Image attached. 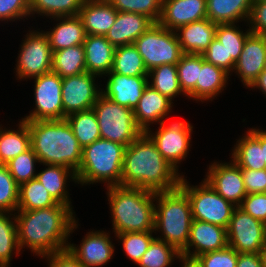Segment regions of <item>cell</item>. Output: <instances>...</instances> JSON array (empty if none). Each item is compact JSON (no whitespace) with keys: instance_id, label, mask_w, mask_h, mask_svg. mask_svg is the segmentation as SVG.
<instances>
[{"instance_id":"obj_52","label":"cell","mask_w":266,"mask_h":267,"mask_svg":"<svg viewBox=\"0 0 266 267\" xmlns=\"http://www.w3.org/2000/svg\"><path fill=\"white\" fill-rule=\"evenodd\" d=\"M41 257L48 260L49 267H84L68 248Z\"/></svg>"},{"instance_id":"obj_53","label":"cell","mask_w":266,"mask_h":267,"mask_svg":"<svg viewBox=\"0 0 266 267\" xmlns=\"http://www.w3.org/2000/svg\"><path fill=\"white\" fill-rule=\"evenodd\" d=\"M236 267H263L259 253H238Z\"/></svg>"},{"instance_id":"obj_35","label":"cell","mask_w":266,"mask_h":267,"mask_svg":"<svg viewBox=\"0 0 266 267\" xmlns=\"http://www.w3.org/2000/svg\"><path fill=\"white\" fill-rule=\"evenodd\" d=\"M111 72L124 76H148L142 56L134 44L116 47Z\"/></svg>"},{"instance_id":"obj_33","label":"cell","mask_w":266,"mask_h":267,"mask_svg":"<svg viewBox=\"0 0 266 267\" xmlns=\"http://www.w3.org/2000/svg\"><path fill=\"white\" fill-rule=\"evenodd\" d=\"M52 195L37 178L22 183L19 186V201L17 211H29L58 205Z\"/></svg>"},{"instance_id":"obj_8","label":"cell","mask_w":266,"mask_h":267,"mask_svg":"<svg viewBox=\"0 0 266 267\" xmlns=\"http://www.w3.org/2000/svg\"><path fill=\"white\" fill-rule=\"evenodd\" d=\"M200 184L190 186L183 175L179 185L189 198L192 219L205 221L227 229L232 213L237 206L225 200L205 180Z\"/></svg>"},{"instance_id":"obj_17","label":"cell","mask_w":266,"mask_h":267,"mask_svg":"<svg viewBox=\"0 0 266 267\" xmlns=\"http://www.w3.org/2000/svg\"><path fill=\"white\" fill-rule=\"evenodd\" d=\"M265 62L266 35L251 33L246 38L243 50L232 72L238 74L243 85L249 88L265 69Z\"/></svg>"},{"instance_id":"obj_5","label":"cell","mask_w":266,"mask_h":267,"mask_svg":"<svg viewBox=\"0 0 266 267\" xmlns=\"http://www.w3.org/2000/svg\"><path fill=\"white\" fill-rule=\"evenodd\" d=\"M154 231L157 238L181 251L188 242L192 222L191 205L187 194L180 188L156 192Z\"/></svg>"},{"instance_id":"obj_19","label":"cell","mask_w":266,"mask_h":267,"mask_svg":"<svg viewBox=\"0 0 266 267\" xmlns=\"http://www.w3.org/2000/svg\"><path fill=\"white\" fill-rule=\"evenodd\" d=\"M207 18L206 0H163L158 23L169 29Z\"/></svg>"},{"instance_id":"obj_36","label":"cell","mask_w":266,"mask_h":267,"mask_svg":"<svg viewBox=\"0 0 266 267\" xmlns=\"http://www.w3.org/2000/svg\"><path fill=\"white\" fill-rule=\"evenodd\" d=\"M20 251L15 213L0 212V267H10L12 255L18 256Z\"/></svg>"},{"instance_id":"obj_38","label":"cell","mask_w":266,"mask_h":267,"mask_svg":"<svg viewBox=\"0 0 266 267\" xmlns=\"http://www.w3.org/2000/svg\"><path fill=\"white\" fill-rule=\"evenodd\" d=\"M85 0H29L30 16L53 17L76 16ZM50 16V17H49Z\"/></svg>"},{"instance_id":"obj_4","label":"cell","mask_w":266,"mask_h":267,"mask_svg":"<svg viewBox=\"0 0 266 267\" xmlns=\"http://www.w3.org/2000/svg\"><path fill=\"white\" fill-rule=\"evenodd\" d=\"M107 189L115 234L154 231L155 192L121 185Z\"/></svg>"},{"instance_id":"obj_28","label":"cell","mask_w":266,"mask_h":267,"mask_svg":"<svg viewBox=\"0 0 266 267\" xmlns=\"http://www.w3.org/2000/svg\"><path fill=\"white\" fill-rule=\"evenodd\" d=\"M45 166L47 168L37 173L36 178L58 203L68 205L73 210L68 196L67 180L71 178L74 183H78L76 172L59 165L45 164Z\"/></svg>"},{"instance_id":"obj_48","label":"cell","mask_w":266,"mask_h":267,"mask_svg":"<svg viewBox=\"0 0 266 267\" xmlns=\"http://www.w3.org/2000/svg\"><path fill=\"white\" fill-rule=\"evenodd\" d=\"M29 16V0H0V21L8 23Z\"/></svg>"},{"instance_id":"obj_9","label":"cell","mask_w":266,"mask_h":267,"mask_svg":"<svg viewBox=\"0 0 266 267\" xmlns=\"http://www.w3.org/2000/svg\"><path fill=\"white\" fill-rule=\"evenodd\" d=\"M133 44L148 71L163 64L175 65L184 54L175 31L159 23L151 25Z\"/></svg>"},{"instance_id":"obj_42","label":"cell","mask_w":266,"mask_h":267,"mask_svg":"<svg viewBox=\"0 0 266 267\" xmlns=\"http://www.w3.org/2000/svg\"><path fill=\"white\" fill-rule=\"evenodd\" d=\"M36 163H40V161L30 147L28 150L19 154L8 163H6L5 166L10 171V174L12 175L16 183L20 186L22 183L36 178Z\"/></svg>"},{"instance_id":"obj_45","label":"cell","mask_w":266,"mask_h":267,"mask_svg":"<svg viewBox=\"0 0 266 267\" xmlns=\"http://www.w3.org/2000/svg\"><path fill=\"white\" fill-rule=\"evenodd\" d=\"M19 185L5 165L0 164V212L14 213L18 209Z\"/></svg>"},{"instance_id":"obj_37","label":"cell","mask_w":266,"mask_h":267,"mask_svg":"<svg viewBox=\"0 0 266 267\" xmlns=\"http://www.w3.org/2000/svg\"><path fill=\"white\" fill-rule=\"evenodd\" d=\"M148 78L149 85L171 101L177 95L184 94L179 85L176 64L157 66L148 71Z\"/></svg>"},{"instance_id":"obj_34","label":"cell","mask_w":266,"mask_h":267,"mask_svg":"<svg viewBox=\"0 0 266 267\" xmlns=\"http://www.w3.org/2000/svg\"><path fill=\"white\" fill-rule=\"evenodd\" d=\"M65 119L82 148L101 138L98 120L93 109L73 113Z\"/></svg>"},{"instance_id":"obj_39","label":"cell","mask_w":266,"mask_h":267,"mask_svg":"<svg viewBox=\"0 0 266 267\" xmlns=\"http://www.w3.org/2000/svg\"><path fill=\"white\" fill-rule=\"evenodd\" d=\"M176 66L181 90L185 96L196 100V82L201 69V54L184 53Z\"/></svg>"},{"instance_id":"obj_7","label":"cell","mask_w":266,"mask_h":267,"mask_svg":"<svg viewBox=\"0 0 266 267\" xmlns=\"http://www.w3.org/2000/svg\"><path fill=\"white\" fill-rule=\"evenodd\" d=\"M92 109L96 114L102 139L127 147L143 133L135 123L133 109L113 102L102 93Z\"/></svg>"},{"instance_id":"obj_32","label":"cell","mask_w":266,"mask_h":267,"mask_svg":"<svg viewBox=\"0 0 266 267\" xmlns=\"http://www.w3.org/2000/svg\"><path fill=\"white\" fill-rule=\"evenodd\" d=\"M51 71L57 73L61 78L86 72L83 44L53 51Z\"/></svg>"},{"instance_id":"obj_29","label":"cell","mask_w":266,"mask_h":267,"mask_svg":"<svg viewBox=\"0 0 266 267\" xmlns=\"http://www.w3.org/2000/svg\"><path fill=\"white\" fill-rule=\"evenodd\" d=\"M251 6V0H206L207 18L215 24L246 22Z\"/></svg>"},{"instance_id":"obj_12","label":"cell","mask_w":266,"mask_h":267,"mask_svg":"<svg viewBox=\"0 0 266 267\" xmlns=\"http://www.w3.org/2000/svg\"><path fill=\"white\" fill-rule=\"evenodd\" d=\"M33 79L35 108L22 120H63L62 78L51 71Z\"/></svg>"},{"instance_id":"obj_24","label":"cell","mask_w":266,"mask_h":267,"mask_svg":"<svg viewBox=\"0 0 266 267\" xmlns=\"http://www.w3.org/2000/svg\"><path fill=\"white\" fill-rule=\"evenodd\" d=\"M216 27L208 18L178 27L175 34L183 53L203 54L215 38Z\"/></svg>"},{"instance_id":"obj_22","label":"cell","mask_w":266,"mask_h":267,"mask_svg":"<svg viewBox=\"0 0 266 267\" xmlns=\"http://www.w3.org/2000/svg\"><path fill=\"white\" fill-rule=\"evenodd\" d=\"M154 22L145 15L117 12L115 23L105 35L115 47L132 45Z\"/></svg>"},{"instance_id":"obj_26","label":"cell","mask_w":266,"mask_h":267,"mask_svg":"<svg viewBox=\"0 0 266 267\" xmlns=\"http://www.w3.org/2000/svg\"><path fill=\"white\" fill-rule=\"evenodd\" d=\"M58 21L51 31H45L48 35L52 51H59L75 45H81L85 41L86 32L81 18L76 16L53 17Z\"/></svg>"},{"instance_id":"obj_13","label":"cell","mask_w":266,"mask_h":267,"mask_svg":"<svg viewBox=\"0 0 266 267\" xmlns=\"http://www.w3.org/2000/svg\"><path fill=\"white\" fill-rule=\"evenodd\" d=\"M227 240L238 253H259L266 241V225L236 207L227 228Z\"/></svg>"},{"instance_id":"obj_21","label":"cell","mask_w":266,"mask_h":267,"mask_svg":"<svg viewBox=\"0 0 266 267\" xmlns=\"http://www.w3.org/2000/svg\"><path fill=\"white\" fill-rule=\"evenodd\" d=\"M172 104L173 101L148 84L133 110L136 125L145 132L150 128V124L162 123L163 119L169 116Z\"/></svg>"},{"instance_id":"obj_25","label":"cell","mask_w":266,"mask_h":267,"mask_svg":"<svg viewBox=\"0 0 266 267\" xmlns=\"http://www.w3.org/2000/svg\"><path fill=\"white\" fill-rule=\"evenodd\" d=\"M86 72L106 76L112 69L116 47L105 36L86 35L83 42Z\"/></svg>"},{"instance_id":"obj_50","label":"cell","mask_w":266,"mask_h":267,"mask_svg":"<svg viewBox=\"0 0 266 267\" xmlns=\"http://www.w3.org/2000/svg\"><path fill=\"white\" fill-rule=\"evenodd\" d=\"M247 194L266 193V169L241 168Z\"/></svg>"},{"instance_id":"obj_15","label":"cell","mask_w":266,"mask_h":267,"mask_svg":"<svg viewBox=\"0 0 266 267\" xmlns=\"http://www.w3.org/2000/svg\"><path fill=\"white\" fill-rule=\"evenodd\" d=\"M204 180L225 200L237 207L247 195L242 170L233 160L230 163L214 162L209 165Z\"/></svg>"},{"instance_id":"obj_6","label":"cell","mask_w":266,"mask_h":267,"mask_svg":"<svg viewBox=\"0 0 266 267\" xmlns=\"http://www.w3.org/2000/svg\"><path fill=\"white\" fill-rule=\"evenodd\" d=\"M126 146L98 139L82 150L81 164L76 172L78 184L106 183V187L121 185Z\"/></svg>"},{"instance_id":"obj_57","label":"cell","mask_w":266,"mask_h":267,"mask_svg":"<svg viewBox=\"0 0 266 267\" xmlns=\"http://www.w3.org/2000/svg\"><path fill=\"white\" fill-rule=\"evenodd\" d=\"M259 255L261 258L262 266L266 267V241L264 242L263 246L261 247Z\"/></svg>"},{"instance_id":"obj_43","label":"cell","mask_w":266,"mask_h":267,"mask_svg":"<svg viewBox=\"0 0 266 267\" xmlns=\"http://www.w3.org/2000/svg\"><path fill=\"white\" fill-rule=\"evenodd\" d=\"M153 232L157 233L155 231L126 232L115 234V237L122 241L123 249L128 258L137 264L155 238Z\"/></svg>"},{"instance_id":"obj_49","label":"cell","mask_w":266,"mask_h":267,"mask_svg":"<svg viewBox=\"0 0 266 267\" xmlns=\"http://www.w3.org/2000/svg\"><path fill=\"white\" fill-rule=\"evenodd\" d=\"M238 207L266 225V193L247 194Z\"/></svg>"},{"instance_id":"obj_56","label":"cell","mask_w":266,"mask_h":267,"mask_svg":"<svg viewBox=\"0 0 266 267\" xmlns=\"http://www.w3.org/2000/svg\"><path fill=\"white\" fill-rule=\"evenodd\" d=\"M260 144L263 149L264 161L266 165V130H260Z\"/></svg>"},{"instance_id":"obj_55","label":"cell","mask_w":266,"mask_h":267,"mask_svg":"<svg viewBox=\"0 0 266 267\" xmlns=\"http://www.w3.org/2000/svg\"><path fill=\"white\" fill-rule=\"evenodd\" d=\"M178 260L183 263L182 267H202L196 258H189L181 255Z\"/></svg>"},{"instance_id":"obj_46","label":"cell","mask_w":266,"mask_h":267,"mask_svg":"<svg viewBox=\"0 0 266 267\" xmlns=\"http://www.w3.org/2000/svg\"><path fill=\"white\" fill-rule=\"evenodd\" d=\"M202 267H236L238 252L227 246L218 251H210L196 257Z\"/></svg>"},{"instance_id":"obj_51","label":"cell","mask_w":266,"mask_h":267,"mask_svg":"<svg viewBox=\"0 0 266 267\" xmlns=\"http://www.w3.org/2000/svg\"><path fill=\"white\" fill-rule=\"evenodd\" d=\"M247 23L251 33L266 35V1L252 3Z\"/></svg>"},{"instance_id":"obj_1","label":"cell","mask_w":266,"mask_h":267,"mask_svg":"<svg viewBox=\"0 0 266 267\" xmlns=\"http://www.w3.org/2000/svg\"><path fill=\"white\" fill-rule=\"evenodd\" d=\"M74 213L65 204L15 212L20 249L30 248L40 257L67 249L70 234L78 228Z\"/></svg>"},{"instance_id":"obj_23","label":"cell","mask_w":266,"mask_h":267,"mask_svg":"<svg viewBox=\"0 0 266 267\" xmlns=\"http://www.w3.org/2000/svg\"><path fill=\"white\" fill-rule=\"evenodd\" d=\"M117 12L108 0H85L78 16L87 35L105 36L115 23Z\"/></svg>"},{"instance_id":"obj_10","label":"cell","mask_w":266,"mask_h":267,"mask_svg":"<svg viewBox=\"0 0 266 267\" xmlns=\"http://www.w3.org/2000/svg\"><path fill=\"white\" fill-rule=\"evenodd\" d=\"M22 41L18 54L16 76L20 79H32L51 72L53 51L48 35L42 31L30 30Z\"/></svg>"},{"instance_id":"obj_20","label":"cell","mask_w":266,"mask_h":267,"mask_svg":"<svg viewBox=\"0 0 266 267\" xmlns=\"http://www.w3.org/2000/svg\"><path fill=\"white\" fill-rule=\"evenodd\" d=\"M106 76L108 80L105 90L102 88V94L113 102L134 110L149 84L148 76H124L111 71Z\"/></svg>"},{"instance_id":"obj_27","label":"cell","mask_w":266,"mask_h":267,"mask_svg":"<svg viewBox=\"0 0 266 267\" xmlns=\"http://www.w3.org/2000/svg\"><path fill=\"white\" fill-rule=\"evenodd\" d=\"M235 145L231 158L240 168L266 169L263 149L260 144V129H249L243 137L237 140Z\"/></svg>"},{"instance_id":"obj_14","label":"cell","mask_w":266,"mask_h":267,"mask_svg":"<svg viewBox=\"0 0 266 267\" xmlns=\"http://www.w3.org/2000/svg\"><path fill=\"white\" fill-rule=\"evenodd\" d=\"M96 77L97 75L84 72L62 78L63 119L73 113L93 108L102 93V89L95 84Z\"/></svg>"},{"instance_id":"obj_58","label":"cell","mask_w":266,"mask_h":267,"mask_svg":"<svg viewBox=\"0 0 266 267\" xmlns=\"http://www.w3.org/2000/svg\"><path fill=\"white\" fill-rule=\"evenodd\" d=\"M252 3H256V2H261V1H266V0H251Z\"/></svg>"},{"instance_id":"obj_11","label":"cell","mask_w":266,"mask_h":267,"mask_svg":"<svg viewBox=\"0 0 266 267\" xmlns=\"http://www.w3.org/2000/svg\"><path fill=\"white\" fill-rule=\"evenodd\" d=\"M159 125L154 133L150 128L144 133L156 145L164 159L178 171V165L189 153L193 126L188 121H176L166 125L163 121Z\"/></svg>"},{"instance_id":"obj_31","label":"cell","mask_w":266,"mask_h":267,"mask_svg":"<svg viewBox=\"0 0 266 267\" xmlns=\"http://www.w3.org/2000/svg\"><path fill=\"white\" fill-rule=\"evenodd\" d=\"M18 126L17 130H8L0 125V164L2 165L31 147L28 124L20 120Z\"/></svg>"},{"instance_id":"obj_3","label":"cell","mask_w":266,"mask_h":267,"mask_svg":"<svg viewBox=\"0 0 266 267\" xmlns=\"http://www.w3.org/2000/svg\"><path fill=\"white\" fill-rule=\"evenodd\" d=\"M26 123L30 131L31 148L40 164L64 166L77 172L83 148L66 119L36 120Z\"/></svg>"},{"instance_id":"obj_16","label":"cell","mask_w":266,"mask_h":267,"mask_svg":"<svg viewBox=\"0 0 266 267\" xmlns=\"http://www.w3.org/2000/svg\"><path fill=\"white\" fill-rule=\"evenodd\" d=\"M227 246L226 228L192 219L187 245L180 252L183 256L196 258L203 253L222 250ZM191 248L194 249L193 252Z\"/></svg>"},{"instance_id":"obj_40","label":"cell","mask_w":266,"mask_h":267,"mask_svg":"<svg viewBox=\"0 0 266 267\" xmlns=\"http://www.w3.org/2000/svg\"><path fill=\"white\" fill-rule=\"evenodd\" d=\"M180 256L176 247L155 237L137 264L139 267H169Z\"/></svg>"},{"instance_id":"obj_41","label":"cell","mask_w":266,"mask_h":267,"mask_svg":"<svg viewBox=\"0 0 266 267\" xmlns=\"http://www.w3.org/2000/svg\"><path fill=\"white\" fill-rule=\"evenodd\" d=\"M251 34L248 30L243 33L235 23L217 24L215 37L224 45L227 51V58H232L235 62L238 60L246 38Z\"/></svg>"},{"instance_id":"obj_44","label":"cell","mask_w":266,"mask_h":267,"mask_svg":"<svg viewBox=\"0 0 266 267\" xmlns=\"http://www.w3.org/2000/svg\"><path fill=\"white\" fill-rule=\"evenodd\" d=\"M163 0H108L118 12L138 13L158 23Z\"/></svg>"},{"instance_id":"obj_30","label":"cell","mask_w":266,"mask_h":267,"mask_svg":"<svg viewBox=\"0 0 266 267\" xmlns=\"http://www.w3.org/2000/svg\"><path fill=\"white\" fill-rule=\"evenodd\" d=\"M228 74L223 69L204 60L201 55V69L196 82V101L213 100L226 87Z\"/></svg>"},{"instance_id":"obj_2","label":"cell","mask_w":266,"mask_h":267,"mask_svg":"<svg viewBox=\"0 0 266 267\" xmlns=\"http://www.w3.org/2000/svg\"><path fill=\"white\" fill-rule=\"evenodd\" d=\"M179 174L144 132L125 149L121 186L155 193L170 191L179 187L182 178Z\"/></svg>"},{"instance_id":"obj_47","label":"cell","mask_w":266,"mask_h":267,"mask_svg":"<svg viewBox=\"0 0 266 267\" xmlns=\"http://www.w3.org/2000/svg\"><path fill=\"white\" fill-rule=\"evenodd\" d=\"M201 55L205 61L218 66L228 74L233 71L236 63L232 58H227V51L224 45L216 37L212 40L208 49Z\"/></svg>"},{"instance_id":"obj_18","label":"cell","mask_w":266,"mask_h":267,"mask_svg":"<svg viewBox=\"0 0 266 267\" xmlns=\"http://www.w3.org/2000/svg\"><path fill=\"white\" fill-rule=\"evenodd\" d=\"M106 231H90L82 239L80 246L68 244V249L84 267H102L113 257L114 244Z\"/></svg>"},{"instance_id":"obj_54","label":"cell","mask_w":266,"mask_h":267,"mask_svg":"<svg viewBox=\"0 0 266 267\" xmlns=\"http://www.w3.org/2000/svg\"><path fill=\"white\" fill-rule=\"evenodd\" d=\"M249 88L260 89L266 96V70L264 69Z\"/></svg>"}]
</instances>
